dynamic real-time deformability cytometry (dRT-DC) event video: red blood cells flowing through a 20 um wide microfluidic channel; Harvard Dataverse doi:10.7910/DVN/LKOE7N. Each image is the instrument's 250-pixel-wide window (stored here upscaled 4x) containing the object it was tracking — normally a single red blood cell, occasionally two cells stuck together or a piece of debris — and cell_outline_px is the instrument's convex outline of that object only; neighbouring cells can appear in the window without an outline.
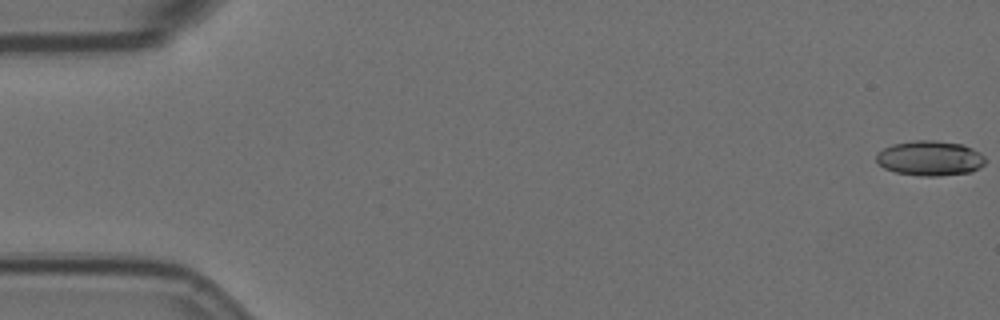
{"species": "Egyptian fruit bat (a non-hibernating species)", "species_latin": "Rousettus aegyptiacus", "temperature_condition": "room temperature", "stored_images_in_passage": 57, "camera_frame_rate_fps": 3000, "um_per_image_px": 0.085, "animal": {"sex": "female"}, "frame": {"image": 1, "passage_image": 1, "time_ms": 0.0, "image_size_px": [1000, 320], "cell_outline_px": [[984, 164], [980, 168], [972, 172], [936, 176], [920, 176], [896, 172], [884, 168], [876, 160], [876, 152], [892, 144], [916, 140], [932, 140], [964, 144], [980, 152], [984, 156]], "centroid_in_image_um": [79.05, 13.44], "position_along_channel_um": 5.9, "area_um2": 22.31}}
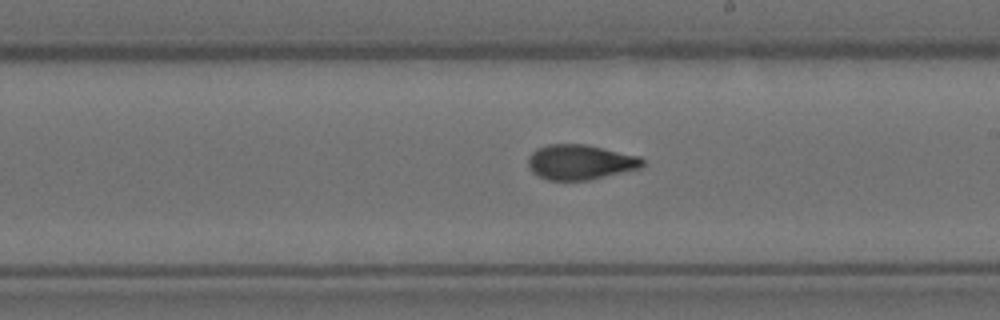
{"frame": {"image": 2, "passage_image": 33, "time_ms": 10.667, "image_size_px": [1000, 320], "cell_outline_px": [[644, 164], [640, 168], [588, 180], [548, 180], [532, 172], [528, 164], [528, 156], [536, 148], [548, 144], [588, 144], [640, 156], [644, 160]], "centroid_in_image_um": [49.32, 13.76], "position_along_channel_um": 239.7, "area_um2": 23.41}}
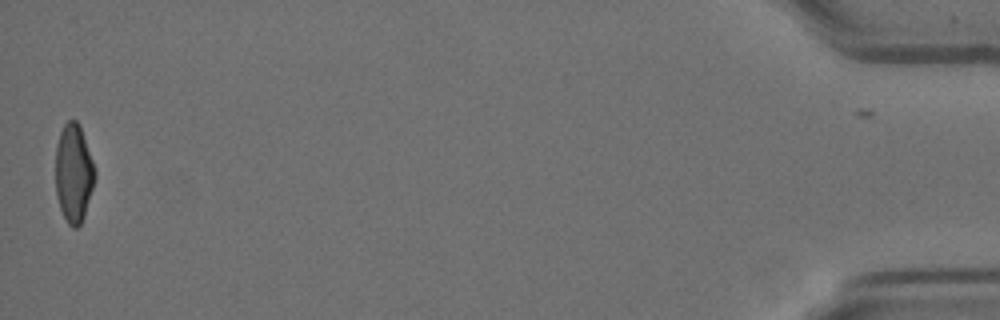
{"frame": {"image": 3, "passage_image": 57, "time_ms": 18.667, "image_size_px": [1000, 320], "cell_outline_px": [[96, 176], [84, 216], [80, 224], [76, 228], [72, 228], [68, 224], [60, 208], [56, 196], [56, 144], [60, 132], [64, 124], [68, 120], [76, 120], [80, 124], [96, 172]], "centroid_in_image_um": [6.26, 14.71], "position_along_channel_um": 428.9, "area_um2": 22.54}, "authors_computed_cell_mechanics": {"area_um2": 23.2356, "velocity_mm_per_s": 3.5741, "shape_relaxation_time_tau1_ms": 7.6508, "shape_relaxation_time_tau2_ms": 1.9845, "deformation_change_tau1": 0.2427, "deformation_change_tau2": 0.0804}}